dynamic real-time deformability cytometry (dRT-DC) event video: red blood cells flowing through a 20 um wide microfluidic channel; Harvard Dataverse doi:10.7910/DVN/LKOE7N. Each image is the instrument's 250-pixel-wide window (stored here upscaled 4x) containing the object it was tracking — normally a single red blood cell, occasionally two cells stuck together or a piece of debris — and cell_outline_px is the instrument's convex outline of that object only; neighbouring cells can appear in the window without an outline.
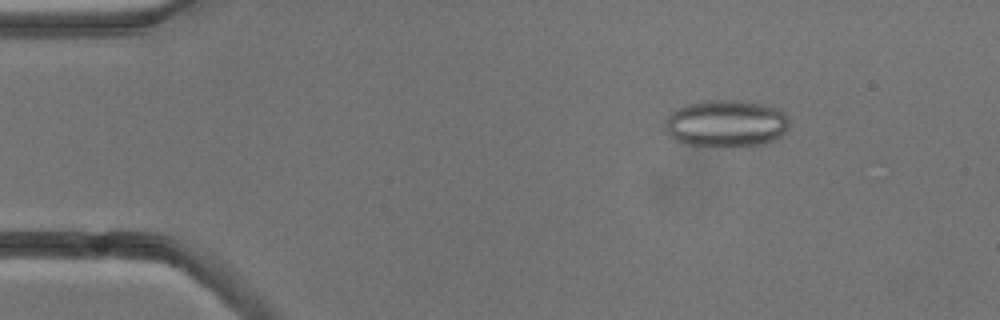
{"species": "common noctule bat (a hibernating species)", "species_latin": "Nyctalus noctula", "temperature_condition": "cold", "stored_images_in_passage": 4, "camera_frame_rate_fps": 3000, "um_per_image_px": 0.085, "animal": {"sex": "male", "body_mass_g": 13.3}, "frame": {"image": 1, "passage_image": 2, "time_ms": 2.0, "image_size_px": [1000, 320], "cell_outline_px": [[788, 128], [780, 136], [764, 144], [748, 148], [716, 148], [688, 144], [676, 140], [668, 136], [664, 124], [664, 120], [672, 112], [688, 104], [704, 100], [740, 100], [764, 104], [780, 108], [788, 116]], "centroid_in_image_um": [61.74, 10.53], "position_along_channel_um": 23.3, "area_um2": 35.08}}